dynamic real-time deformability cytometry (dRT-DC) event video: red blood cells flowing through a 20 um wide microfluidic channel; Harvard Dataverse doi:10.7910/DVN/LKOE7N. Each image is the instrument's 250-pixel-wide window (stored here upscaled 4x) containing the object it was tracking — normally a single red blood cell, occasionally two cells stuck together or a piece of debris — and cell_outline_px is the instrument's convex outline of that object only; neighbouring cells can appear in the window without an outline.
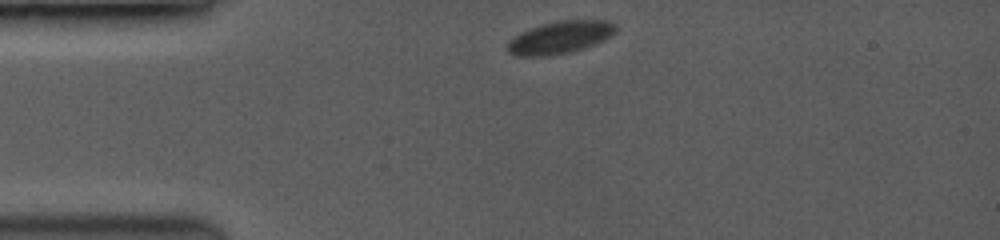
{"species": "common noctule bat (a hibernating species)", "species_latin": "Nyctalus noctula", "temperature_condition": "room temperature", "stored_images_in_passage": 6, "camera_frame_rate_fps": 3500, "um_per_image_px": 0.085, "animal": {"sex": "female", "body_mass_g": 19.0, "forearm_length_mm": 53.3}, "frame": {"image": 1, "passage_image": 1, "time_ms": 0.0, "image_size_px": [1000, 240], "cell_outline_px": [[616, 32], [600, 40], [580, 48], [564, 52], [540, 56], [516, 56], [508, 52], [508, 44], [516, 36], [532, 28], [556, 20], [604, 20], [616, 24]], "centroid_in_image_um": [47.6, 3.15], "position_along_channel_um": 37.4, "area_um2": 19.48}}
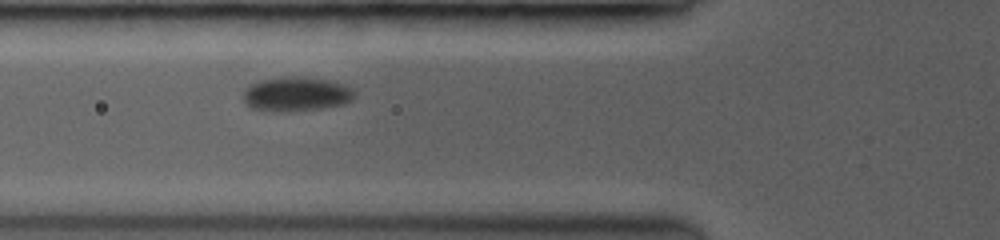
{"frame": {"image": 2, "passage_image": 5, "time_ms": 2.571, "image_size_px": [1000, 240], "cell_outline_px": [[352, 96], [348, 100], [340, 104], [316, 108], [252, 108], [244, 100], [244, 88], [260, 80], [292, 76], [304, 76], [336, 80], [348, 88], [352, 92]], "centroid_in_image_um": [25.17, 7.9], "position_along_channel_um": 100.6, "area_um2": 20.81}}